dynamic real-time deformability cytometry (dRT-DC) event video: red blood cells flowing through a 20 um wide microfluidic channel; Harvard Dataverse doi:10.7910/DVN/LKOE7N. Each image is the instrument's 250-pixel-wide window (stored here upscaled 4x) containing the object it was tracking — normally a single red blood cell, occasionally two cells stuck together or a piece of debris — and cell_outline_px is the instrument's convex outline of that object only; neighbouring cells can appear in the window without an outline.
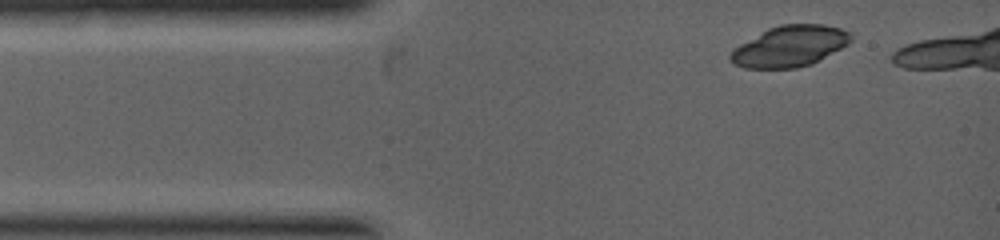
{"species": "common noctule bat (a hibernating species)", "species_latin": "Nyctalus noctula", "temperature_condition": "warm", "stored_images_in_passage": 3, "camera_frame_rate_fps": 5000, "um_per_image_px": 0.085, "animal": {"sex": "female", "body_mass_g": 19.0, "forearm_length_mm": 53.3}, "frame": {"image": 1, "passage_image": 1, "time_ms": 0.0, "image_size_px": [1000, 240], "cell_outline_px": [[852, 40], [848, 44], [820, 60], [812, 64], [796, 68], [744, 68], [732, 64], [728, 60], [728, 56], [740, 44], [768, 28], [780, 24], [824, 24], [840, 28], [848, 32], [852, 36]], "centroid_in_image_um": [67.12, 3.93], "position_along_channel_um": 17.9, "area_um2": 28.78}}